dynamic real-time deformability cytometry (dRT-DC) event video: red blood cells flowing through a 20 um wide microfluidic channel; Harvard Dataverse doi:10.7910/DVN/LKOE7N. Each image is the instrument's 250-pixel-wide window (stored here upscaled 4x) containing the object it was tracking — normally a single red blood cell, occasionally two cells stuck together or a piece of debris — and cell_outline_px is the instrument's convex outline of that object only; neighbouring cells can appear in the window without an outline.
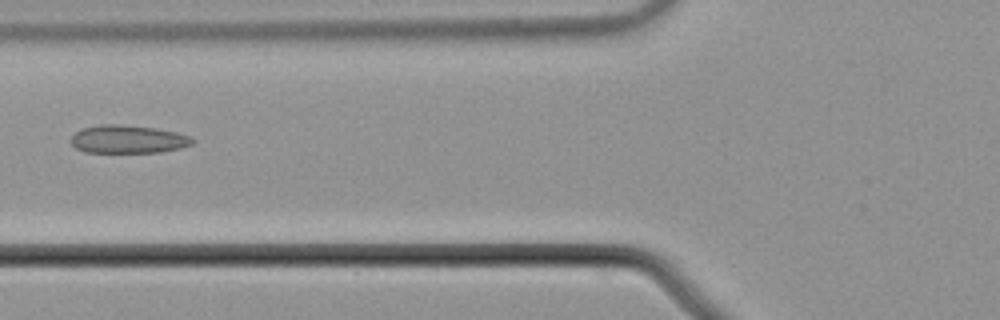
{"species": "common noctule bat (a hibernating species)", "species_latin": "Nyctalus noctula", "temperature_condition": "cold", "stored_images_in_passage": 6, "camera_frame_rate_fps": 3000, "um_per_image_px": 0.085, "animal": {"sex": "male", "body_mass_g": 21.5, "forearm_length_mm": 52.0}, "frame": {"image": 1, "passage_image": 6, "time_ms": 1.667, "image_size_px": [1000, 320], "cell_outline_px": [[196, 140], [192, 144], [180, 148], [160, 152], [84, 152], [76, 148], [68, 140], [76, 132], [84, 128], [100, 124], [120, 124], [156, 128], [176, 132], [192, 136]], "centroid_in_image_um": [10.89, 11.83], "position_along_channel_um": 114.9, "area_um2": 20.0}}